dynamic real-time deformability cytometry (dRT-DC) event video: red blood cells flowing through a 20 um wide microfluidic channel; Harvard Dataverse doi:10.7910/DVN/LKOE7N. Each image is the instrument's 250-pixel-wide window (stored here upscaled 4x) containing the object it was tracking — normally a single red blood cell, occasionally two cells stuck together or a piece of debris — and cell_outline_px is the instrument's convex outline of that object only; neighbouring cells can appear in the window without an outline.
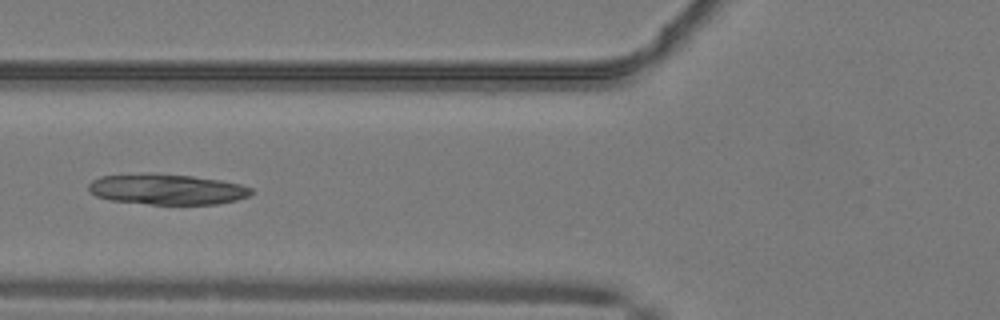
{"species": "common noctule bat (a hibernating species)", "species_latin": "Nyctalus noctula", "temperature_condition": "warm", "stored_images_in_passage": 49, "camera_frame_rate_fps": 3000, "um_per_image_px": 0.085, "animal": {"sex": "male", "body_mass_g": 19.2, "forearm_length_mm": 51.8}, "frame": {"image": 1, "passage_image": 20, "time_ms": 6.333, "image_size_px": [1000, 320], "cell_outline_px": [[252, 192], [248, 196], [236, 200], [216, 204], [148, 204], [112, 200], [96, 196], [88, 188], [88, 184], [92, 180], [100, 176], [148, 172], [192, 176], [220, 180], [240, 184], [252, 188]], "centroid_in_image_um": [14.17, 16.07], "position_along_channel_um": 111.6, "area_um2": 29.07}}
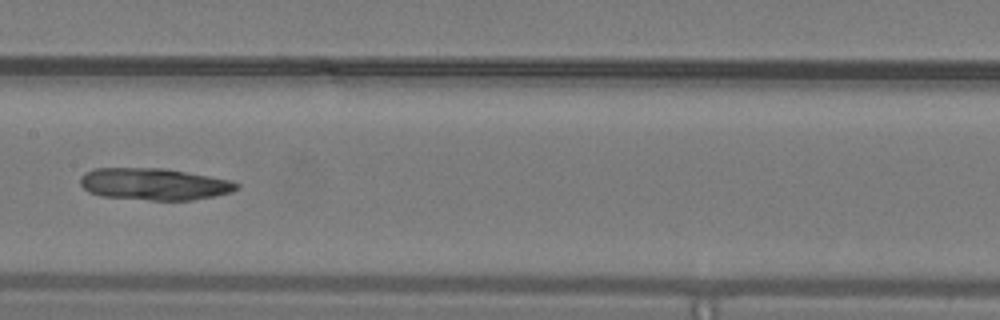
{"frame": {"image": 2, "passage_image": 26, "time_ms": 8.333, "image_size_px": [1000, 320], "cell_outline_px": [[240, 188], [232, 192], [192, 200], [152, 200], [100, 196], [88, 192], [80, 184], [80, 176], [84, 172], [92, 168], [164, 168], [232, 180], [240, 184]], "centroid_in_image_um": [13.09, 15.64], "position_along_channel_um": 194.3, "area_um2": 29.25}}
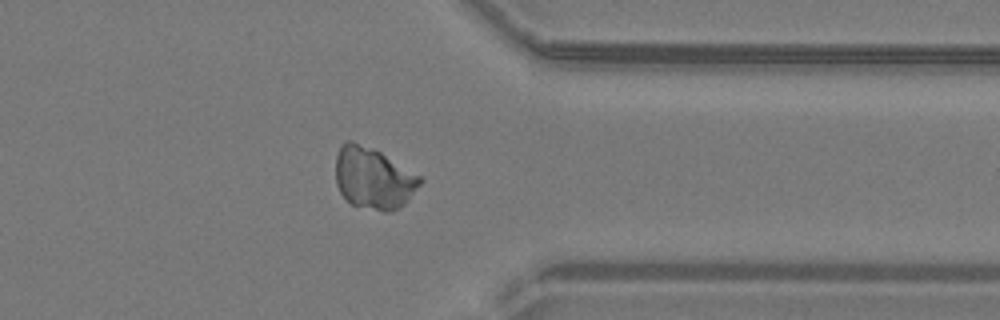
{"frame": {"image": 3, "passage_image": 40, "time_ms": 13.0, "image_size_px": [1000, 320], "cell_outline_px": [[424, 180], [408, 200], [400, 208], [392, 212], [384, 212], [352, 204], [340, 192], [336, 184], [336, 156], [340, 144], [344, 140], [352, 140], [372, 148], [380, 152], [420, 176]], "centroid_in_image_um": [31.73, 15.14], "position_along_channel_um": 379.7, "area_um2": 30.29}}